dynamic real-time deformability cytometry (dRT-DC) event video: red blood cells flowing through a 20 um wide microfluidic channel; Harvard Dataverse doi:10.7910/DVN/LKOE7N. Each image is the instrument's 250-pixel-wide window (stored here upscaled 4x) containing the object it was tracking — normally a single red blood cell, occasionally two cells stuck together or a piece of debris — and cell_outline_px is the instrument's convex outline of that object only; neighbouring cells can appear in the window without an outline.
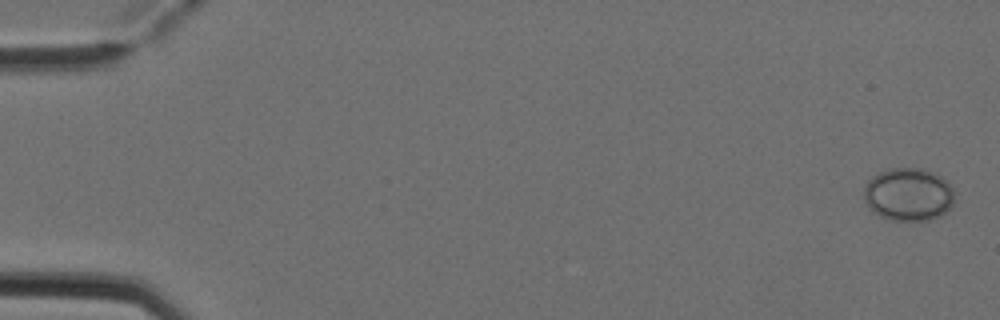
{"species": "Egyptian fruit bat (a non-hibernating species)", "species_latin": "Rousettus aegyptiacus", "temperature_condition": "cold", "stored_images_in_passage": 7, "camera_frame_rate_fps": 3000, "um_per_image_px": 0.085, "animal": {"sex": "female"}, "frame": {"image": 1, "passage_image": 1, "time_ms": 0.0, "image_size_px": [1000, 320], "cell_outline_px": [[952, 204], [940, 216], [928, 220], [888, 220], [872, 212], [868, 208], [864, 200], [864, 188], [868, 180], [872, 176], [888, 168], [924, 168], [936, 172], [952, 188]], "centroid_in_image_um": [77.16, 16.52], "position_along_channel_um": 7.8, "area_um2": 28.03}}
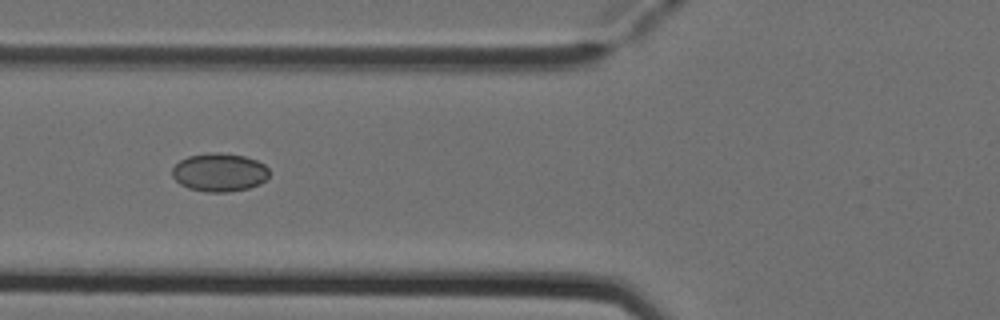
{"frame": {"image": 2, "passage_image": 6, "time_ms": 1.667, "image_size_px": [1000, 320], "cell_outline_px": [[268, 176], [260, 184], [248, 188], [228, 192], [208, 192], [188, 188], [180, 184], [172, 176], [172, 168], [180, 160], [188, 156], [208, 152], [220, 152], [244, 156], [256, 160], [264, 164], [268, 168]], "centroid_in_image_um": [18.63, 14.64], "position_along_channel_um": 107.2, "area_um2": 21.73}}
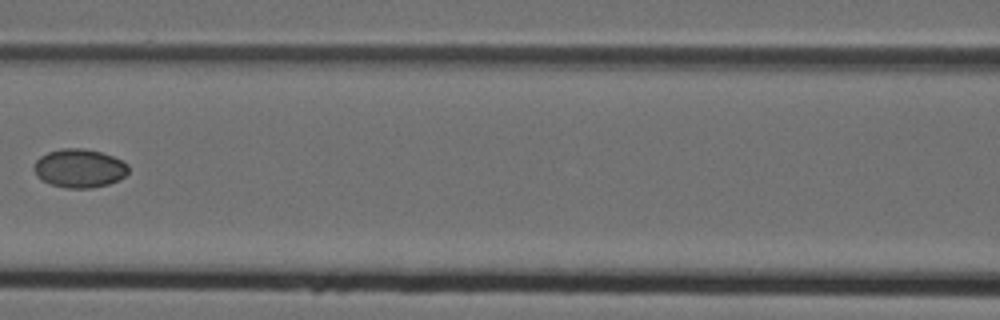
{"frame": {"image": 3, "passage_image": 7, "time_ms": 2.0, "image_size_px": [1000, 320], "cell_outline_px": [[128, 172], [124, 176], [108, 184], [92, 188], [64, 188], [52, 184], [36, 176], [32, 168], [36, 160], [40, 156], [48, 152], [64, 148], [84, 148], [100, 152], [112, 156], [128, 164]], "centroid_in_image_um": [6.72, 14.3], "position_along_channel_um": 159.9, "area_um2": 21.15}}